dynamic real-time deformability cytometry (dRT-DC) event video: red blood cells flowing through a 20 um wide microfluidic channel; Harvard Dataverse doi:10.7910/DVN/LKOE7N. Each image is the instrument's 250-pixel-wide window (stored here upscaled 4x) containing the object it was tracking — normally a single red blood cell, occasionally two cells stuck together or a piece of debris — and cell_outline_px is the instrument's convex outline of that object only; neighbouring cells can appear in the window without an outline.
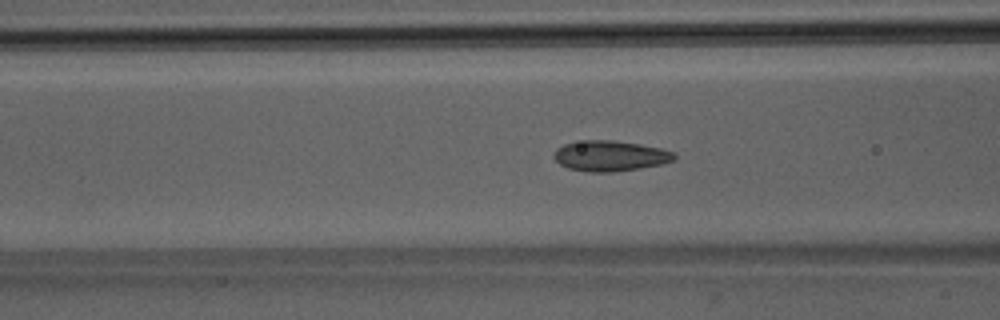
{"species": "Egyptian fruit bat (a non-hibernating species)", "species_latin": "Rousettus aegyptiacus", "temperature_condition": "room temperature", "stored_images_in_passage": 50, "camera_frame_rate_fps": 3000, "um_per_image_px": 0.085, "animal": {"sex": "male"}, "frame": {"image": 1, "passage_image": 19, "time_ms": 6.0, "image_size_px": [1000, 320], "cell_outline_px": [[676, 160], [660, 164], [640, 168], [612, 172], [588, 172], [568, 168], [560, 164], [552, 156], [556, 148], [564, 144], [584, 140], [612, 140], [640, 144], [660, 148], [676, 152]], "centroid_in_image_um": [51.86, 13.25], "position_along_channel_um": 114.7, "area_um2": 21.5}}
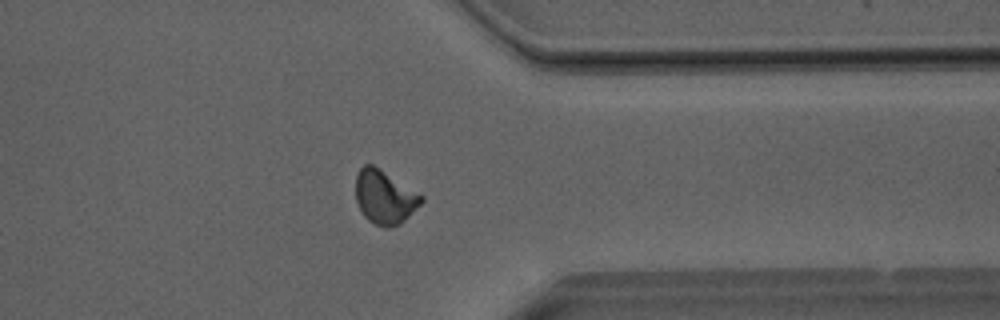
{"frame": {"image": 2, "passage_image": 39, "time_ms": 12.667, "image_size_px": [1000, 320], "cell_outline_px": [[424, 200], [400, 224], [384, 228], [368, 220], [364, 216], [356, 200], [356, 176], [360, 168], [364, 164], [372, 164], [424, 196]], "centroid_in_image_um": [32.68, 16.75], "position_along_channel_um": 378.7, "area_um2": 20.23}}
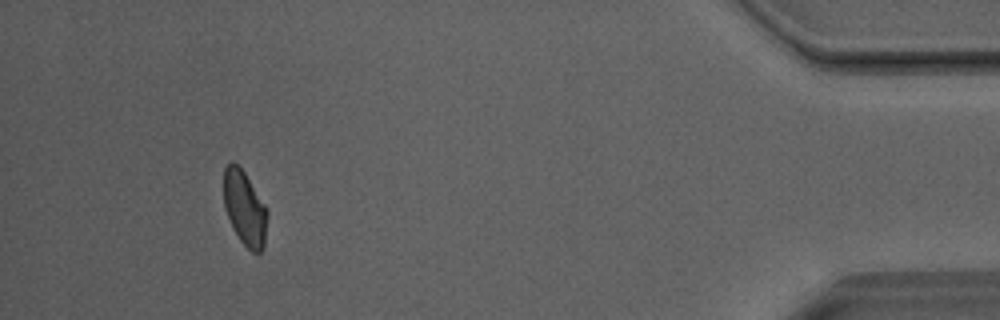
{"frame": {"image": 3, "passage_image": 46, "time_ms": 15.0, "image_size_px": [1000, 320], "cell_outline_px": [[268, 216], [264, 244], [260, 252], [252, 252], [240, 240], [232, 228], [224, 208], [224, 168], [232, 160], [244, 172], [264, 204], [268, 212]], "centroid_in_image_um": [20.79, 17.71], "position_along_channel_um": 414.4, "area_um2": 18.79}, "authors_computed_cell_mechanics": {"area_um2": 20.2011, "velocity_mm_per_s": 4.0477, "shape_relaxation_time_tau1_ms": 5.9306, "shape_relaxation_time_tau2_ms": 1.0309, "deformation_change_tau1": 0.1442, "deformation_change_tau2": 0.0431}}